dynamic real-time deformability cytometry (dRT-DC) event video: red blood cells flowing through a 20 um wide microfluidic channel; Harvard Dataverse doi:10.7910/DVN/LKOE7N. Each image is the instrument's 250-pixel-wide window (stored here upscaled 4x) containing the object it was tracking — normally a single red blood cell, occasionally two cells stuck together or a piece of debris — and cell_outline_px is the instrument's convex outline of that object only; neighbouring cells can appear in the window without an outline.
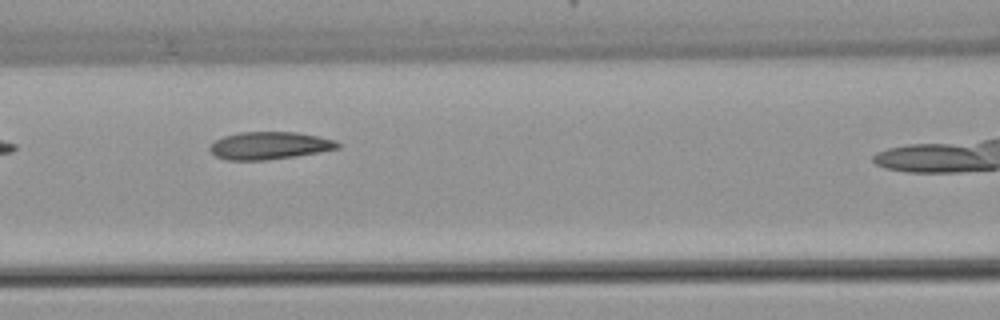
{"species": "common noctule bat (a hibernating species)", "species_latin": "Nyctalus noctula", "temperature_condition": "warm", "stored_images_in_passage": 4, "camera_frame_rate_fps": 3000, "um_per_image_px": 0.085, "animal": {"sex": "female", "body_mass_g": 22.7, "forearm_length_mm": 54.2}, "frame": {"image": 1, "passage_image": 3, "time_ms": 2.667, "image_size_px": [1000, 320], "cell_outline_px": [[340, 148], [320, 152], [296, 156], [264, 160], [228, 160], [216, 156], [208, 148], [216, 140], [224, 136], [240, 132], [296, 132], [336, 140], [340, 144]], "centroid_in_image_um": [22.92, 12.37], "position_along_channel_um": 143.7, "area_um2": 20.4}}